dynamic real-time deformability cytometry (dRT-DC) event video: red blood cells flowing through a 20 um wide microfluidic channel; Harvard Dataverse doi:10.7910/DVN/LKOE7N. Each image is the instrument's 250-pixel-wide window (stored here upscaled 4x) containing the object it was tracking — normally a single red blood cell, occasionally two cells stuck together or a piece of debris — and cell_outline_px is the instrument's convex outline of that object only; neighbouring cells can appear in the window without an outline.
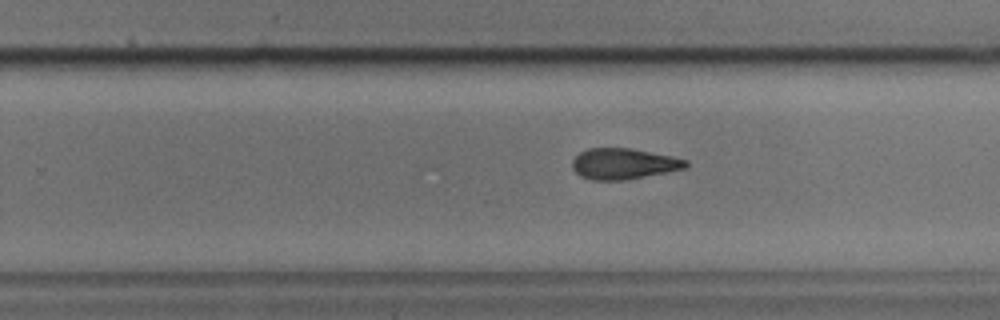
{"species": "common noctule bat (a hibernating species)", "species_latin": "Nyctalus noctula", "temperature_condition": "cold", "stored_images_in_passage": 34, "camera_frame_rate_fps": 3000, "um_per_image_px": 0.085, "animal": {"sex": "male", "body_mass_g": 17.9, "forearm_length_mm": 54.2}, "frame": {"image": 1, "passage_image": 25, "time_ms": 8.0, "image_size_px": [1000, 320], "cell_outline_px": [[688, 164], [684, 168], [628, 180], [592, 180], [580, 176], [572, 168], [572, 160], [580, 152], [588, 148], [632, 148], [672, 156], [688, 160]], "centroid_in_image_um": [52.98, 13.92], "position_along_channel_um": 276.8, "area_um2": 20.46}}